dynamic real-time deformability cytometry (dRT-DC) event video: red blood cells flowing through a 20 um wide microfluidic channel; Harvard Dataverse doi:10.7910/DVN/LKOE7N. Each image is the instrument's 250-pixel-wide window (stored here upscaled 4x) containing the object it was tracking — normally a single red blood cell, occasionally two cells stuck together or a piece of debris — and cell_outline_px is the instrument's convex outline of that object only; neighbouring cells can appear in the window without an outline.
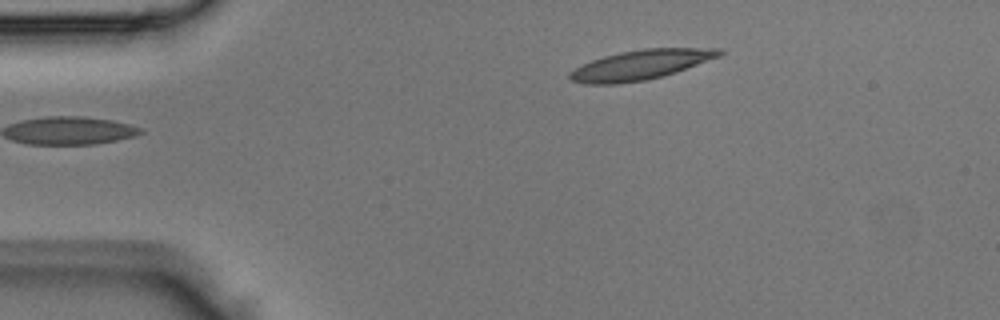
{"species": "Egyptian fruit bat (a non-hibernating species)", "species_latin": "Rousettus aegyptiacus", "temperature_condition": "room temperature", "stored_images_in_passage": 2, "camera_frame_rate_fps": 3000, "um_per_image_px": 0.085, "animal": {"sex": "male"}, "frame": {"image": 1, "passage_image": 1, "time_ms": 0.0, "image_size_px": [1000, 320], "cell_outline_px": [[724, 52], [720, 56], [676, 72], [664, 76], [644, 80], [616, 84], [584, 84], [572, 80], [568, 76], [568, 72], [592, 60], [604, 56], [620, 52], [644, 48], [724, 48]], "centroid_in_image_um": [54.48, 5.5], "position_along_channel_um": 30.5, "area_um2": 25.84}}